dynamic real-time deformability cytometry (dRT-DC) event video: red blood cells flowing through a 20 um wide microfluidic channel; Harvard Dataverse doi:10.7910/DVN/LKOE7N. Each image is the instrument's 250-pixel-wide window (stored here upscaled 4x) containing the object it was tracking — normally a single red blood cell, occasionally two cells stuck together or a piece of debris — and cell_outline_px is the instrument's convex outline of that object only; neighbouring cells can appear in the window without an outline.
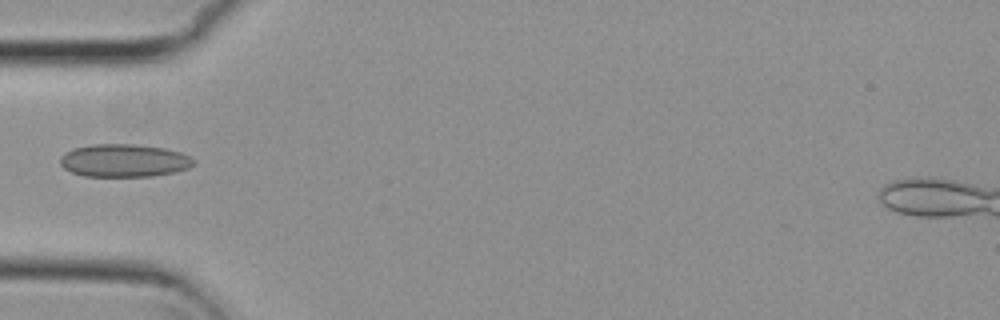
{"species": "common noctule bat (a hibernating species)", "species_latin": "Nyctalus noctula", "temperature_condition": "cold", "stored_images_in_passage": 4, "camera_frame_rate_fps": 3000, "um_per_image_px": 0.085, "animal": {"sex": "female", "body_mass_g": 29.2, "forearm_length_mm": 56.3}, "frame": {"image": 1, "passage_image": 4, "time_ms": 1.0, "image_size_px": [1000, 320], "cell_outline_px": [[196, 164], [188, 168], [172, 172], [152, 176], [84, 176], [72, 172], [64, 168], [60, 164], [60, 156], [64, 152], [72, 148], [92, 144], [136, 144], [164, 148], [180, 152], [196, 160]], "centroid_in_image_um": [10.52, 13.64], "position_along_channel_um": 74.5, "area_um2": 25.66}}